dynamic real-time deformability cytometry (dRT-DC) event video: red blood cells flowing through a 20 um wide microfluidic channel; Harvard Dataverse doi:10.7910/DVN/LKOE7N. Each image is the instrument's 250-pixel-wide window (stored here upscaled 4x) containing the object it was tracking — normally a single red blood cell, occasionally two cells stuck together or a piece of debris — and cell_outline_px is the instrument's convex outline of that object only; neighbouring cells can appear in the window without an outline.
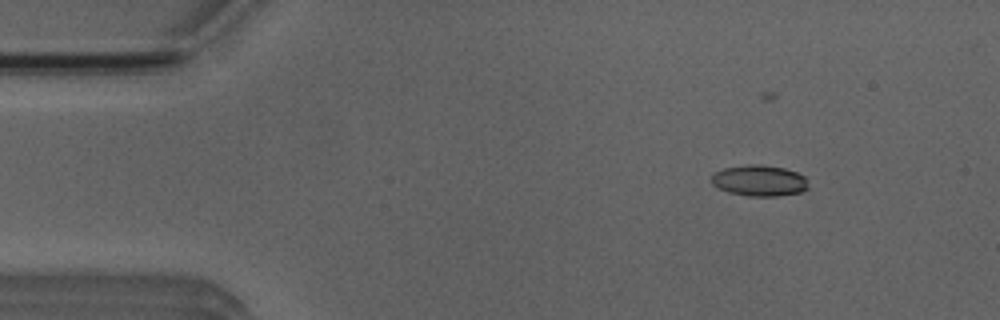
{"species": "Egyptian fruit bat (a non-hibernating species)", "species_latin": "Rousettus aegyptiacus", "temperature_condition": "room temperature", "stored_images_in_passage": 3, "camera_frame_rate_fps": 3000, "um_per_image_px": 0.085, "animal": {"sex": "male"}, "frame": {"image": 1, "passage_image": 1, "time_ms": 0.0, "image_size_px": [1000, 320], "cell_outline_px": [[808, 188], [800, 192], [776, 196], [748, 196], [728, 192], [712, 184], [712, 172], [724, 168], [748, 164], [760, 164], [784, 168], [796, 172], [804, 176]], "centroid_in_image_um": [64.51, 15.34], "position_along_channel_um": 20.5, "area_um2": 17.46}}